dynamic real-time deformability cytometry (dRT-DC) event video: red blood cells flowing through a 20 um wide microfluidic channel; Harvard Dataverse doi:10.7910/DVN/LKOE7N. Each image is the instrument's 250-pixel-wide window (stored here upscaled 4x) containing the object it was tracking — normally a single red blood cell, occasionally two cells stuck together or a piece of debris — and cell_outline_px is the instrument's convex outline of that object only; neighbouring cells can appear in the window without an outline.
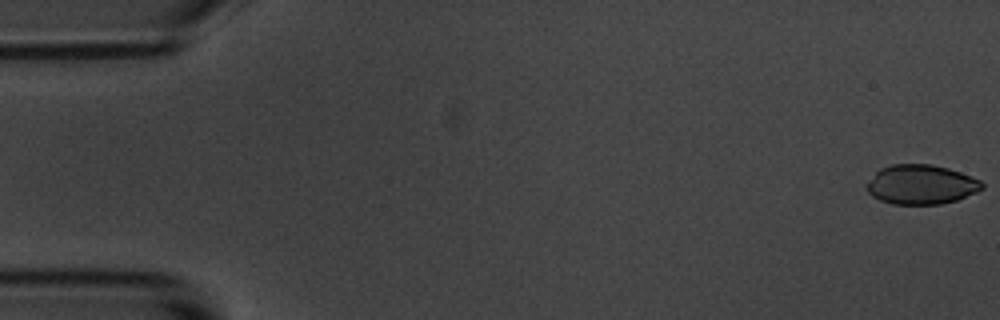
{"species": "common noctule bat (a hibernating species)", "species_latin": "Nyctalus noctula", "temperature_condition": "room temperature", "stored_images_in_passage": 5, "camera_frame_rate_fps": 3000, "um_per_image_px": 0.085, "animal": {"sex": "male", "body_mass_g": 20.1, "forearm_length_mm": 53.5}, "frame": {"image": 1, "passage_image": 1, "time_ms": 0.0, "image_size_px": [1000, 320], "cell_outline_px": [[984, 188], [976, 192], [956, 200], [940, 204], [892, 204], [880, 200], [872, 196], [868, 192], [864, 184], [880, 168], [892, 164], [932, 164], [948, 168], [972, 176], [980, 180], [984, 184]], "centroid_in_image_um": [78.27, 15.68], "position_along_channel_um": 6.7, "area_um2": 26.7}}
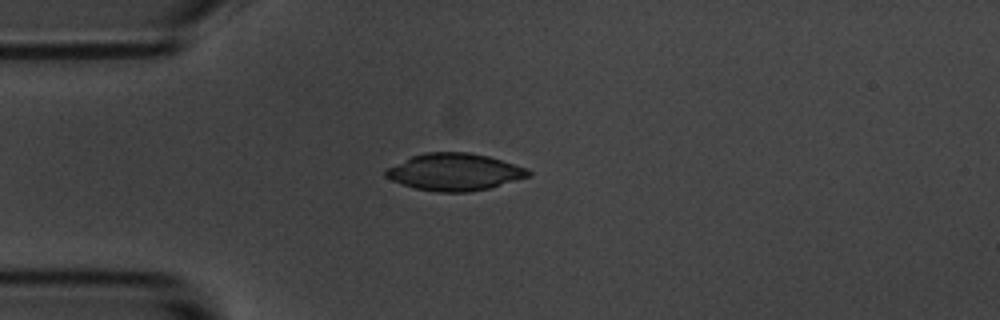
{"frame": {"image": 2, "passage_image": 5, "time_ms": 4.667, "image_size_px": [1000, 320], "cell_outline_px": [[532, 176], [488, 188], [468, 192], [436, 192], [416, 188], [392, 180], [384, 176], [384, 168], [412, 156], [424, 152], [468, 152], [488, 156], [528, 168], [532, 172]], "centroid_in_image_um": [38.64, 14.61], "position_along_channel_um": 46.4, "area_um2": 30.92}}